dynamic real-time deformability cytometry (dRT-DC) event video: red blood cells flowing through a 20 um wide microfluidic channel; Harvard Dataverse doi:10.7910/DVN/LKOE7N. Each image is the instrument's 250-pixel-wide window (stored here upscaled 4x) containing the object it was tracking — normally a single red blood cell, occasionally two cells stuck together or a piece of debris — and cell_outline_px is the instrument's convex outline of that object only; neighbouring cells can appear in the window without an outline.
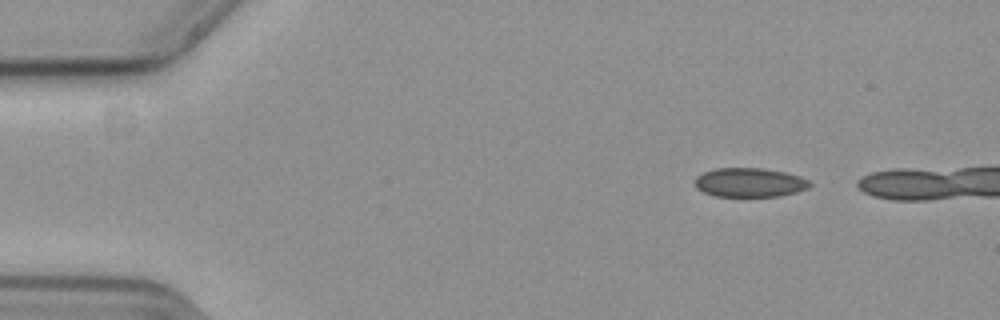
{"species": "common noctule bat (a hibernating species)", "species_latin": "Nyctalus noctula", "temperature_condition": "cold", "stored_images_in_passage": 8, "camera_frame_rate_fps": 3000, "um_per_image_px": 0.085, "animal": {"sex": "female", "body_mass_g": 19.3, "forearm_length_mm": 54.1}, "frame": {"image": 1, "passage_image": 1, "time_ms": 0.0, "image_size_px": [1000, 320], "cell_outline_px": [[812, 184], [808, 188], [796, 192], [780, 196], [716, 196], [704, 192], [696, 188], [696, 176], [712, 168], [764, 168], [784, 172], [800, 176], [808, 180]], "centroid_in_image_um": [63.72, 15.5], "position_along_channel_um": 21.3, "area_um2": 19.48}}